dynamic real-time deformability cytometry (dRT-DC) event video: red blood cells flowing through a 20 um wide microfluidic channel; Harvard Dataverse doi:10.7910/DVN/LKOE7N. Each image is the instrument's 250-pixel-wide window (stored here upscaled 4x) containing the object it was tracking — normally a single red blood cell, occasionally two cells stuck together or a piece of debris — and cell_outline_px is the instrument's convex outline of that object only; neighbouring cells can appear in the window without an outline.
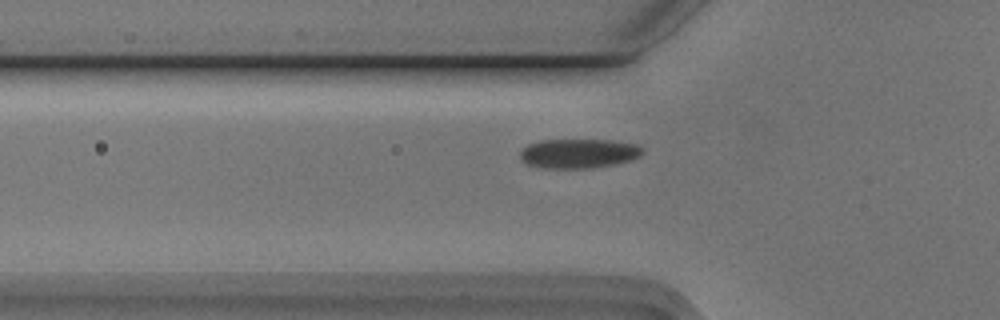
{"species": "Egyptian fruit bat (a non-hibernating species)", "species_latin": "Rousettus aegyptiacus", "temperature_condition": "cold", "stored_images_in_passage": 44, "camera_frame_rate_fps": 3000, "um_per_image_px": 0.085, "animal": {"sex": "male"}, "frame": {"image": 1, "passage_image": 14, "time_ms": 4.333, "image_size_px": [1000, 320], "cell_outline_px": [[644, 152], [640, 156], [628, 160], [612, 164], [592, 168], [544, 168], [528, 164], [520, 160], [520, 152], [528, 144], [540, 140], [612, 140], [640, 144], [644, 148]], "centroid_in_image_um": [49.2, 13.03], "position_along_channel_um": 76.6, "area_um2": 21.04}}
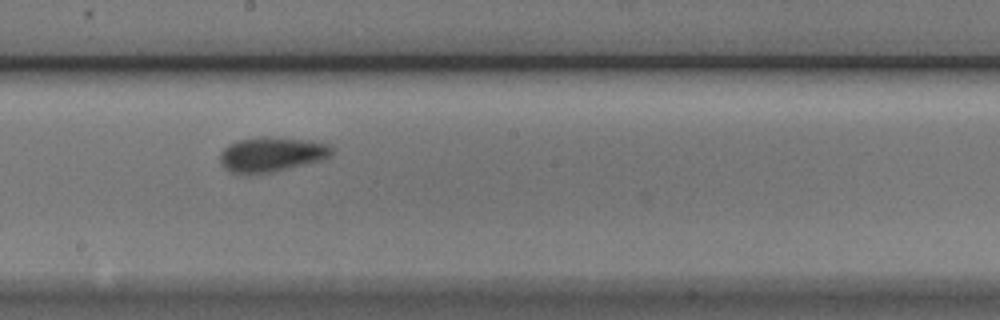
{"frame": {"image": 2, "passage_image": 26, "time_ms": 8.333, "image_size_px": [1000, 320], "cell_outline_px": [[332, 152], [328, 156], [320, 160], [272, 172], [232, 172], [224, 168], [220, 160], [220, 152], [228, 144], [240, 140], [260, 136], [268, 136], [308, 140], [328, 144], [332, 148]], "centroid_in_image_um": [23.06, 13.09], "position_along_channel_um": 225.1, "area_um2": 22.14}}
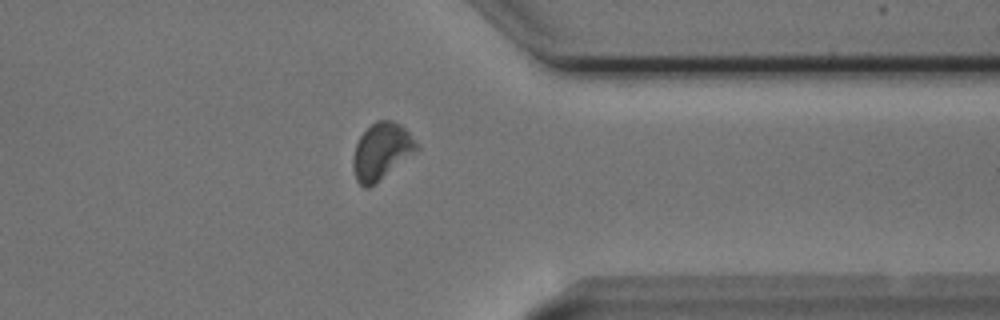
{"frame": {"image": 3, "passage_image": 39, "time_ms": 12.667, "image_size_px": [1000, 320], "cell_outline_px": [[420, 148], [376, 184], [368, 188], [364, 188], [356, 180], [352, 168], [352, 160], [356, 144], [360, 136], [376, 120], [392, 120], [400, 124], [420, 144]], "centroid_in_image_um": [32.43, 12.88], "position_along_channel_um": 379.0, "area_um2": 21.1}, "authors_computed_cell_mechanics": {"area_um2": 21.0392, "velocity_mm_per_s": 3.7104, "shape_relaxation_time_tau1_ms": 3.0044, "shape_relaxation_time_tau2_ms": 2.7463, "deformation_change_tau1": 0.0878, "deformation_change_tau2": 0.044}}